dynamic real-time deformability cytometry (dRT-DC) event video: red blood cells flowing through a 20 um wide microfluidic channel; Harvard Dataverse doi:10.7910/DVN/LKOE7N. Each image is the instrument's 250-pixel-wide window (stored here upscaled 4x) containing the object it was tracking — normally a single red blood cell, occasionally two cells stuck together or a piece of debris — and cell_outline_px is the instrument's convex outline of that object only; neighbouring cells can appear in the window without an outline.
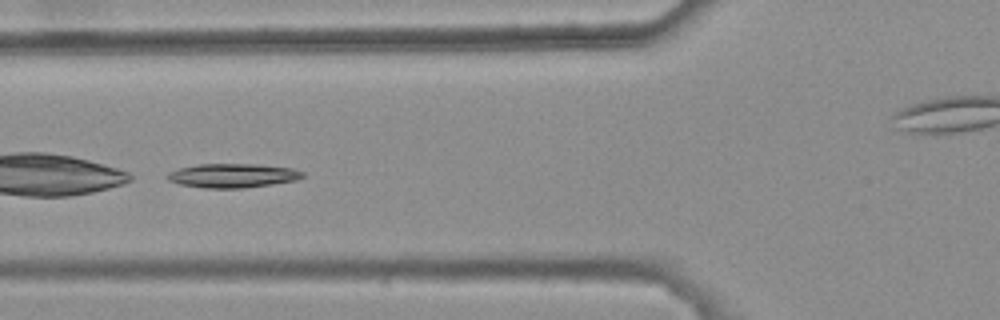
{"species": "common noctule bat (a hibernating species)", "species_latin": "Nyctalus noctula", "temperature_condition": "warm", "stored_images_in_passage": 13, "camera_frame_rate_fps": 3000, "um_per_image_px": 0.085, "animal": {"sex": "female", "body_mass_g": 25.1}, "frame": {"image": 1, "passage_image": 7, "time_ms": 2.0, "image_size_px": [1000, 320], "cell_outline_px": [[304, 176], [296, 180], [272, 184], [244, 188], [204, 188], [180, 184], [168, 180], [164, 176], [168, 172], [180, 168], [200, 164], [260, 164], [292, 168], [304, 172]], "centroid_in_image_um": [19.77, 14.92], "position_along_channel_um": 106.0, "area_um2": 19.02}}
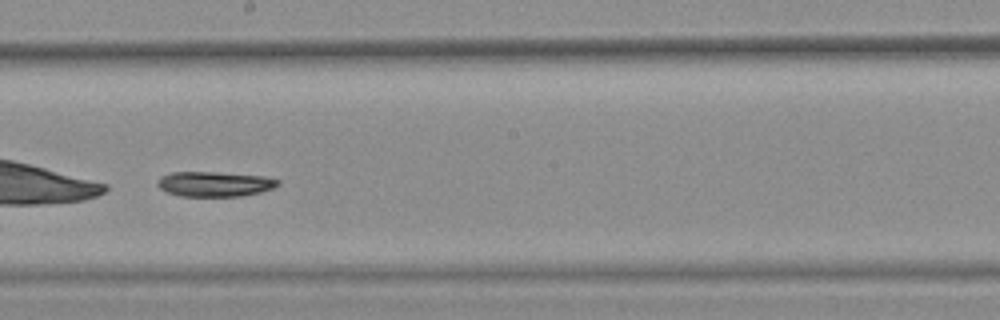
{"frame": {"image": 2, "passage_image": 10, "time_ms": 3.0, "image_size_px": [1000, 320], "cell_outline_px": [[280, 184], [272, 188], [260, 192], [240, 196], [180, 196], [168, 192], [160, 188], [156, 184], [156, 180], [160, 176], [172, 172], [216, 172], [264, 176], [280, 180]], "centroid_in_image_um": [18.22, 15.63], "position_along_channel_um": 230.0, "area_um2": 17.57}}
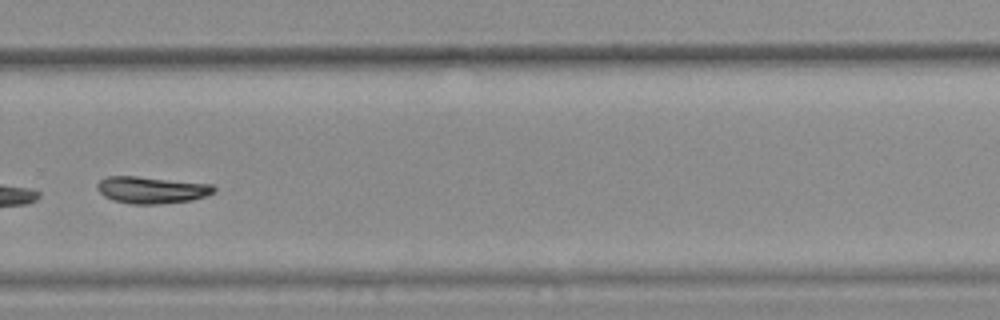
{"frame": {"image": 3, "passage_image": 12, "time_ms": 3.667, "image_size_px": [1000, 320], "cell_outline_px": [[216, 192], [208, 196], [192, 200], [160, 204], [132, 204], [112, 200], [104, 196], [96, 188], [96, 184], [100, 180], [108, 176], [136, 176], [212, 184], [216, 188]], "centroid_in_image_um": [12.91, 16.15], "position_along_channel_um": 316.9, "area_um2": 18.44}}